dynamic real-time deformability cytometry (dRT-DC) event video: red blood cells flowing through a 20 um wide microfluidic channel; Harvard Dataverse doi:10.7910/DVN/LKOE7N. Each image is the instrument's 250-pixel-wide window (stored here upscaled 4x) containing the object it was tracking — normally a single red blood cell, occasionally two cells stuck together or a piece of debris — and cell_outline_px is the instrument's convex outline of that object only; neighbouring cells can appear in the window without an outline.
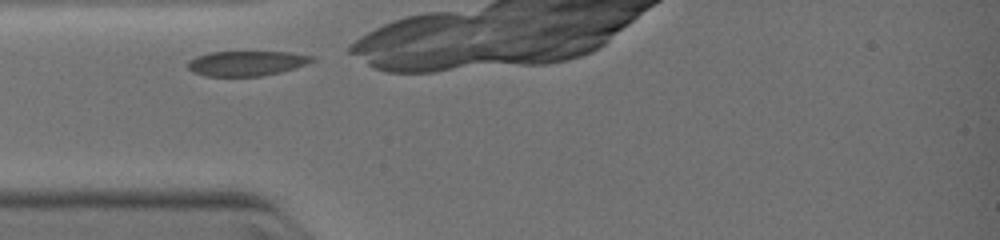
{"species": "common noctule bat (a hibernating species)", "species_latin": "Nyctalus noctula", "temperature_condition": "warm", "stored_images_in_passage": 21, "camera_frame_rate_fps": 3000, "um_per_image_px": 0.085, "animal": {"sex": "female", "body_mass_g": 19.0, "forearm_length_mm": 51.5}, "frame": {"image": 1, "passage_image": 1, "time_ms": 0.0, "image_size_px": [1000, 240], "cell_outline_px": [[316, 56], [312, 60], [304, 64], [280, 72], [260, 76], [204, 76], [192, 72], [188, 68], [188, 60], [196, 56], [208, 52], [292, 52]], "centroid_in_image_um": [20.89, 5.37], "position_along_channel_um": 64.1, "area_um2": 17.98}}
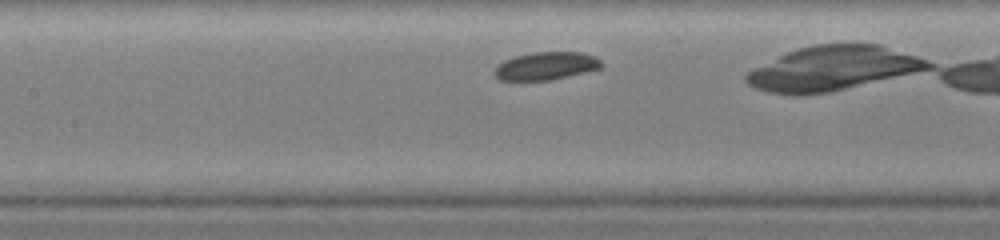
{"frame": {"image": 2, "passage_image": 7, "time_ms": 2.0, "image_size_px": [1000, 240], "cell_outline_px": [[604, 68], [552, 80], [524, 84], [500, 80], [492, 72], [504, 60], [516, 56], [532, 52], [584, 52], [596, 56], [604, 64]], "centroid_in_image_um": [46.41, 5.65], "position_along_channel_um": 161.0, "area_um2": 18.32}}